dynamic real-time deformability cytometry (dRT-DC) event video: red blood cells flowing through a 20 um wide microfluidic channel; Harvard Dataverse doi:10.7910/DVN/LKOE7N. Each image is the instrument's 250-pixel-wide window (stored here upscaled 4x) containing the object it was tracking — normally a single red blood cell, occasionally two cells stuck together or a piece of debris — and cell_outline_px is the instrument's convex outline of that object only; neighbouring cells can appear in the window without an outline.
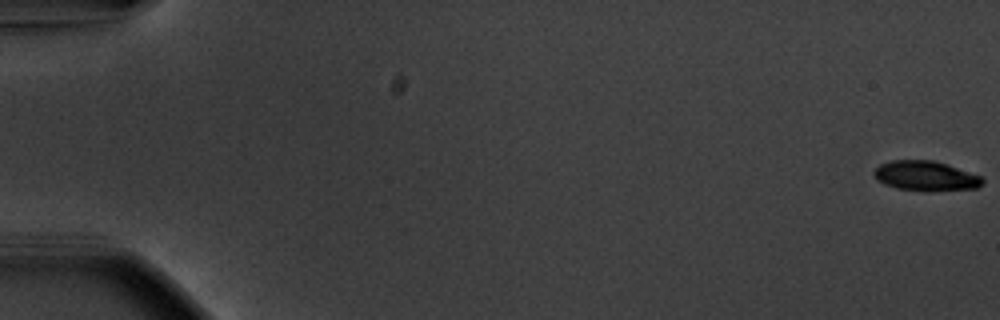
{"species": "common noctule bat (a hibernating species)", "species_latin": "Nyctalus noctula", "temperature_condition": "warm", "stored_images_in_passage": 56, "camera_frame_rate_fps": 3000, "um_per_image_px": 0.085, "animal": {"sex": "male", "body_mass_g": 20.1, "forearm_length_mm": 53.5}, "frame": {"image": 1, "passage_image": 1, "time_ms": 0.0, "image_size_px": [1000, 320], "cell_outline_px": [[984, 184], [976, 188], [896, 188], [884, 184], [876, 180], [872, 172], [880, 164], [892, 160], [936, 160], [948, 164], [980, 176], [984, 180]], "centroid_in_image_um": [78.63, 14.89], "position_along_channel_um": 6.4, "area_um2": 18.03}}
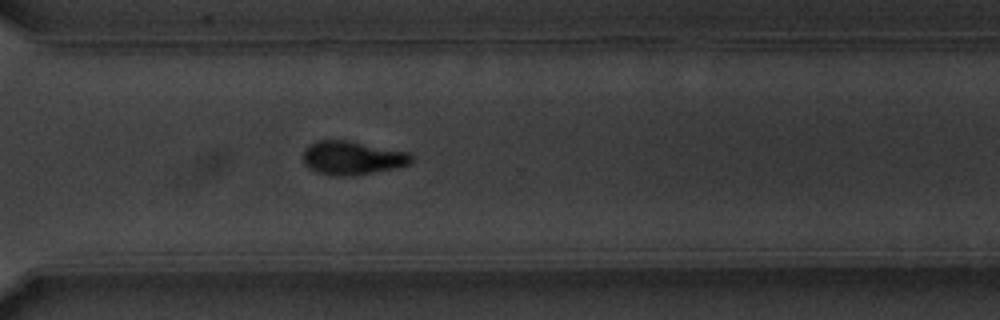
{"frame": {"image": 2, "passage_image": 42, "time_ms": 13.667, "image_size_px": [1000, 320], "cell_outline_px": [[412, 160], [408, 164], [400, 168], [356, 176], [332, 176], [316, 172], [304, 164], [304, 148], [308, 144], [320, 140], [348, 140], [408, 152], [412, 156]], "centroid_in_image_um": [29.95, 13.44], "position_along_channel_um": 340.7, "area_um2": 21.56}}
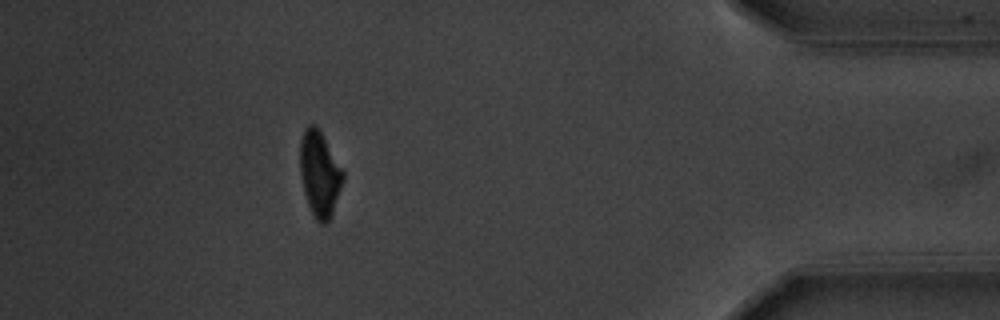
{"frame": {"image": 3, "passage_image": 51, "time_ms": 16.667, "image_size_px": [1000, 320], "cell_outline_px": [[344, 176], [332, 216], [324, 224], [320, 224], [316, 220], [308, 204], [304, 192], [300, 172], [300, 140], [308, 124], [316, 124], [320, 128], [344, 172]], "centroid_in_image_um": [27.17, 14.74], "position_along_channel_um": 408.0, "area_um2": 21.39}, "authors_computed_cell_mechanics": {"area_um2": 21.4438, "velocity_mm_per_s": 3.7186, "shape_relaxation_time_tau1_ms": 2.646, "shape_relaxation_time_tau2_ms": 6.9082, "deformation_change_tau1": 0.1698, "deformation_change_tau2": 0.1211}}